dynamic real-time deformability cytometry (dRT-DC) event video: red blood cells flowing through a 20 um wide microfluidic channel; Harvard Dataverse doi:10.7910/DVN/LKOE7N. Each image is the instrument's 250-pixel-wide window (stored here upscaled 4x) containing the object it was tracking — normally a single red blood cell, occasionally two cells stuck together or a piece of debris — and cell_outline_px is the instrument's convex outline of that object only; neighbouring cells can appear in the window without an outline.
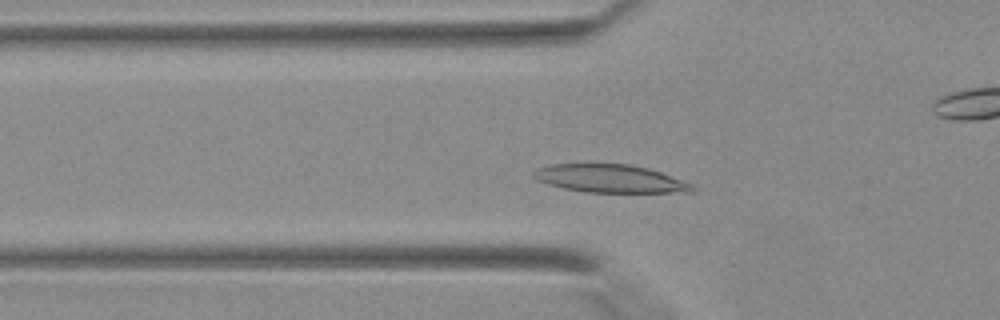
{"species": "Egyptian fruit bat (a non-hibernating species)", "species_latin": "Rousettus aegyptiacus", "temperature_condition": "warm", "stored_images_in_passage": 20, "camera_frame_rate_fps": 3000, "um_per_image_px": 0.085, "animal": {"sex": "female"}, "frame": {"image": 1, "passage_image": 3, "time_ms": 0.667, "image_size_px": [1000, 320], "cell_outline_px": [[696, 192], [584, 192], [564, 188], [548, 184], [536, 180], [532, 176], [532, 172], [540, 168], [552, 164], [628, 164], [648, 168], [696, 184]], "centroid_in_image_um": [51.92, 15.19], "position_along_channel_um": 73.9, "area_um2": 25.95}}
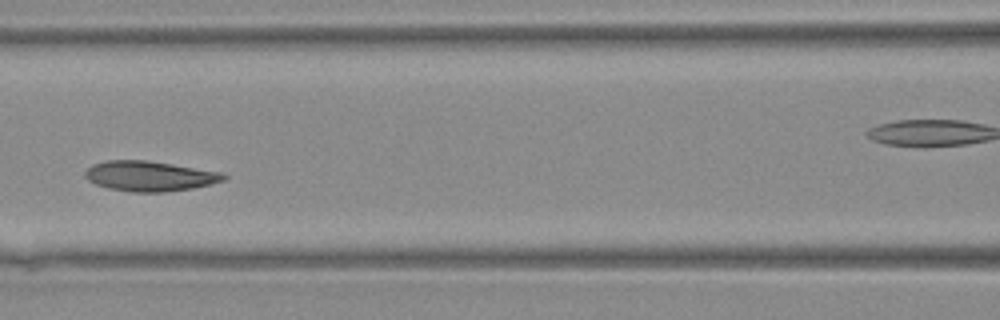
{"frame": {"image": 2, "passage_image": 8, "time_ms": 2.333, "image_size_px": [1000, 320], "cell_outline_px": [[228, 176], [224, 180], [192, 188], [164, 192], [128, 192], [108, 188], [96, 184], [88, 180], [84, 176], [84, 172], [92, 164], [104, 160], [144, 160], [224, 172]], "centroid_in_image_um": [12.69, 14.96], "position_along_channel_um": 153.9, "area_um2": 24.33}}
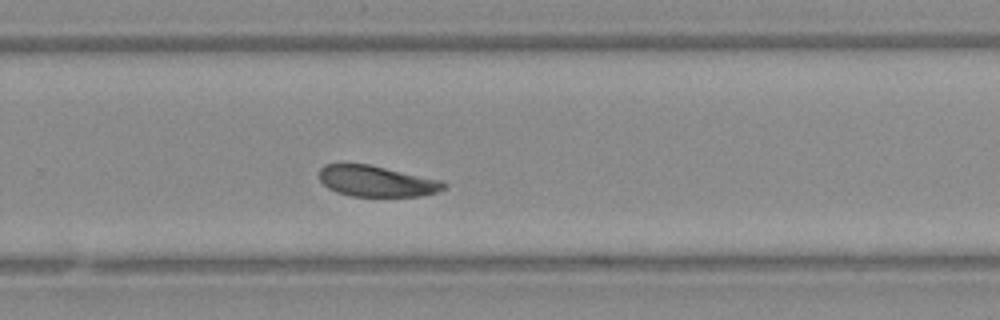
{"frame": {"image": 3, "passage_image": 17, "time_ms": 5.333, "image_size_px": [1000, 320], "cell_outline_px": [[448, 184], [444, 188], [436, 192], [420, 196], [352, 196], [336, 192], [328, 188], [320, 180], [320, 168], [324, 164], [368, 164], [440, 180]], "centroid_in_image_um": [31.99, 15.4], "position_along_channel_um": 297.8, "area_um2": 22.2}}